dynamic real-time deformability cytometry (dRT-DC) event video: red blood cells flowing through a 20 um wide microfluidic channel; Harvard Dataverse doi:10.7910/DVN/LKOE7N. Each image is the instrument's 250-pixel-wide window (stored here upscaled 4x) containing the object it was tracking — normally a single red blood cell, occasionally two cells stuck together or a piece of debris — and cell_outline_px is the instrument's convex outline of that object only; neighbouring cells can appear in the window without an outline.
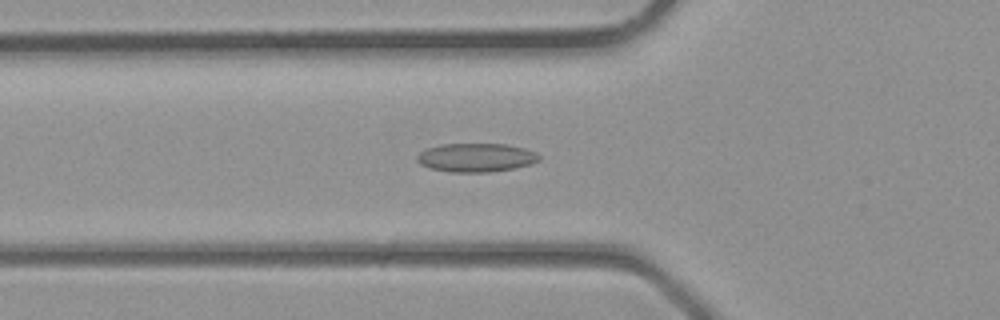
{"species": "common noctule bat (a hibernating species)", "species_latin": "Nyctalus noctula", "temperature_condition": "room temperature", "stored_images_in_passage": 36, "camera_frame_rate_fps": 3000, "um_per_image_px": 0.085, "animal": {"sex": "male", "body_mass_g": 23.1, "forearm_length_mm": 52.7}, "frame": {"image": 1, "passage_image": 14, "time_ms": 4.333, "image_size_px": [1000, 320], "cell_outline_px": [[540, 160], [532, 164], [516, 168], [488, 172], [448, 172], [428, 168], [420, 164], [416, 160], [416, 156], [420, 152], [428, 148], [440, 144], [508, 144], [524, 148], [536, 152], [540, 156]], "centroid_in_image_um": [40.47, 13.4], "position_along_channel_um": 85.3, "area_um2": 20.63}}
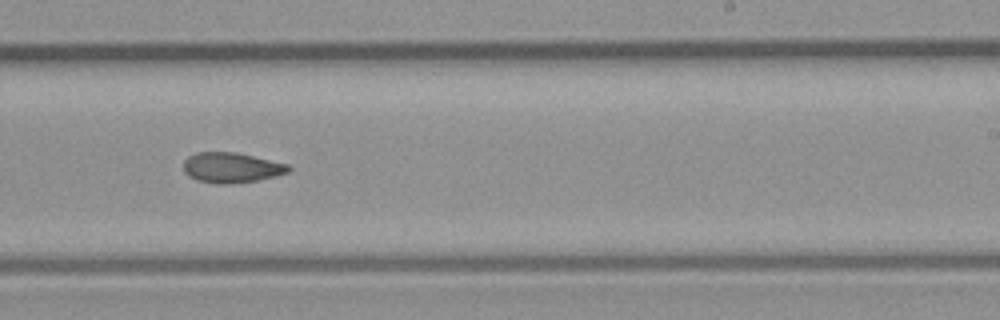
{"frame": {"image": 2, "passage_image": 24, "time_ms": 7.667, "image_size_px": [1000, 320], "cell_outline_px": [[292, 168], [288, 172], [276, 176], [256, 180], [228, 184], [216, 184], [196, 180], [188, 176], [184, 172], [184, 160], [188, 156], [196, 152], [236, 152], [288, 164]], "centroid_in_image_um": [19.65, 14.25], "position_along_channel_um": 269.4, "area_um2": 18.55}}
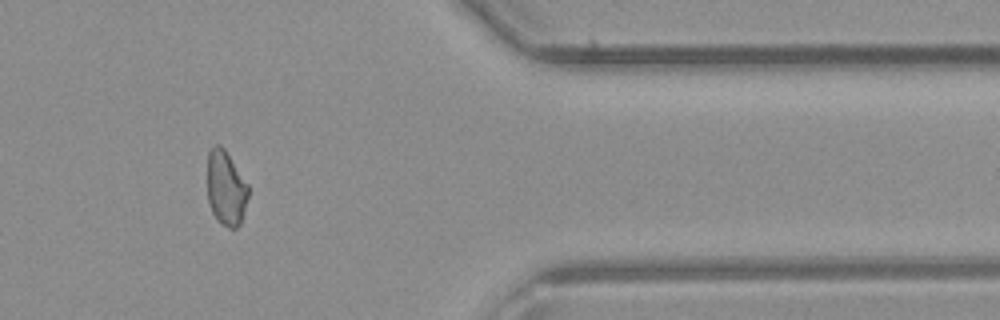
{"frame": {"image": 3, "passage_image": 32, "time_ms": 10.333, "image_size_px": [1000, 320], "cell_outline_px": [[248, 196], [240, 224], [236, 228], [228, 228], [216, 220], [212, 212], [208, 200], [208, 152], [216, 144], [220, 144], [224, 148], [248, 184]], "centroid_in_image_um": [19.2, 16.0], "position_along_channel_um": 392.2, "area_um2": 17.74}}